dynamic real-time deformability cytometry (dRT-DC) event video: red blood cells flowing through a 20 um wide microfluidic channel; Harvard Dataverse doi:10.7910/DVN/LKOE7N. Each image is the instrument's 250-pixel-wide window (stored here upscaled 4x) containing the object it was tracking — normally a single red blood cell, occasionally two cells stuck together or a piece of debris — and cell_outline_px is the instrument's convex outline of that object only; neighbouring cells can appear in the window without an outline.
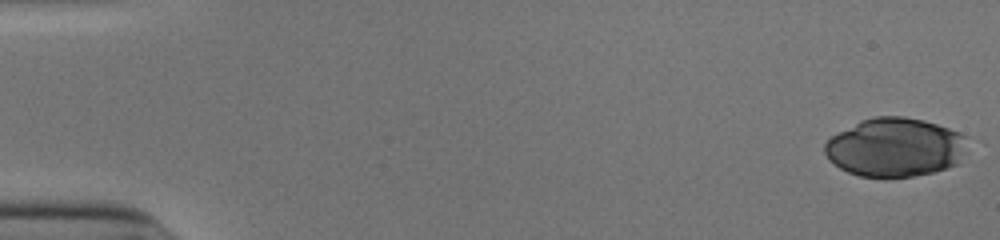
{"species": "human", "species_latin": "Homo sapiens", "temperature_condition": "cold", "stored_images_in_passage": 52, "camera_frame_rate_fps": 3000, "um_per_image_px": 0.085, "donor": {"sex": "male"}, "frame": {"image": 1, "passage_image": 1, "time_ms": 0.0, "image_size_px": [1000, 240], "cell_outline_px": [[968, 152], [956, 164], [932, 172], [912, 176], [860, 176], [848, 172], [840, 168], [828, 160], [824, 152], [824, 144], [832, 136], [860, 120], [872, 116], [904, 116], [924, 120], [960, 132], [964, 136]], "centroid_in_image_um": [76.08, 12.5], "position_along_channel_um": 8.9, "area_um2": 48.84}}
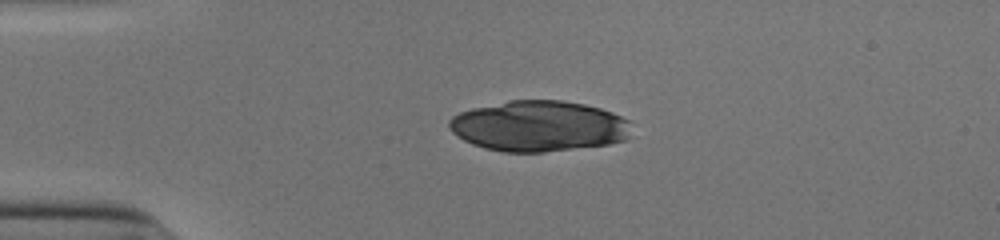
{"frame": {"image": 2, "passage_image": 13, "time_ms": 4.0, "image_size_px": [1000, 240], "cell_outline_px": [[628, 140], [608, 144], [544, 152], [504, 152], [484, 148], [472, 144], [464, 140], [452, 132], [448, 128], [448, 120], [452, 116], [460, 112], [472, 108], [508, 100], [564, 100], [584, 104], [600, 108], [612, 112], [628, 120]], "centroid_in_image_um": [45.76, 10.71], "position_along_channel_um": 39.2, "area_um2": 53.99}}